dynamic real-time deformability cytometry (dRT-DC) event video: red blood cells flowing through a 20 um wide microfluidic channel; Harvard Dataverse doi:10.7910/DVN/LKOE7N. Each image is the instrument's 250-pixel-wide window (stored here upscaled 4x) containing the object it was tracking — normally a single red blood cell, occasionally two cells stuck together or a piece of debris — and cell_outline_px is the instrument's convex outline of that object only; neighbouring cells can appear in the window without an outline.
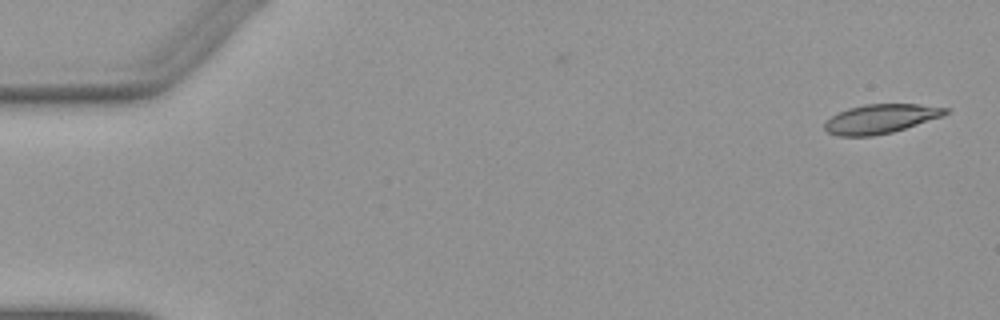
{"species": "Egyptian fruit bat (a non-hibernating species)", "species_latin": "Rousettus aegyptiacus", "temperature_condition": "warm", "stored_images_in_passage": 9, "camera_frame_rate_fps": 3000, "um_per_image_px": 0.085, "animal": {"sex": "female"}, "frame": {"image": 1, "passage_image": 2, "time_ms": 0.333, "image_size_px": [1000, 320], "cell_outline_px": [[952, 112], [944, 116], [892, 132], [872, 136], [840, 136], [828, 132], [824, 128], [824, 124], [832, 116], [848, 108], [864, 104], [920, 104], [952, 108]], "centroid_in_image_um": [74.94, 10.08], "position_along_channel_um": 10.1, "area_um2": 20.63}}